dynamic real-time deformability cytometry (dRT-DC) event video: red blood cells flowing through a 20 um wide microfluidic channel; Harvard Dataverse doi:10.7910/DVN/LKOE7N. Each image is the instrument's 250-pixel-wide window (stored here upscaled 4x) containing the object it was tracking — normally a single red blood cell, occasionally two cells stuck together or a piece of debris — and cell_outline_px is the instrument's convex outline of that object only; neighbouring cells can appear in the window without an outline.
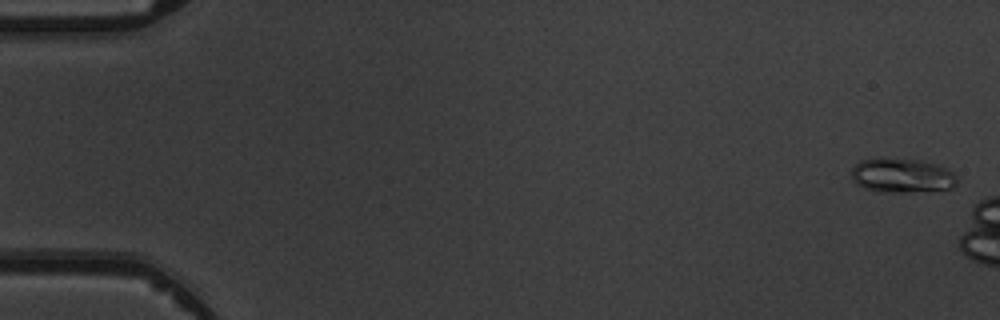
{"species": "common noctule bat (a hibernating species)", "species_latin": "Nyctalus noctula", "temperature_condition": "warm", "stored_images_in_passage": 3, "camera_frame_rate_fps": 3000, "um_per_image_px": 0.085, "animal": {"sex": "male", "body_mass_g": 19.5, "forearm_length_mm": 54.6}, "frame": {"image": 1, "passage_image": 1, "time_ms": 0.0, "image_size_px": [1000, 320], "cell_outline_px": [[956, 184], [952, 188], [912, 192], [876, 192], [864, 188], [856, 184], [852, 180], [852, 168], [860, 160], [880, 156], [924, 160], [940, 164], [948, 168], [956, 176]], "centroid_in_image_um": [76.64, 14.89], "position_along_channel_um": 8.4, "area_um2": 21.91}}